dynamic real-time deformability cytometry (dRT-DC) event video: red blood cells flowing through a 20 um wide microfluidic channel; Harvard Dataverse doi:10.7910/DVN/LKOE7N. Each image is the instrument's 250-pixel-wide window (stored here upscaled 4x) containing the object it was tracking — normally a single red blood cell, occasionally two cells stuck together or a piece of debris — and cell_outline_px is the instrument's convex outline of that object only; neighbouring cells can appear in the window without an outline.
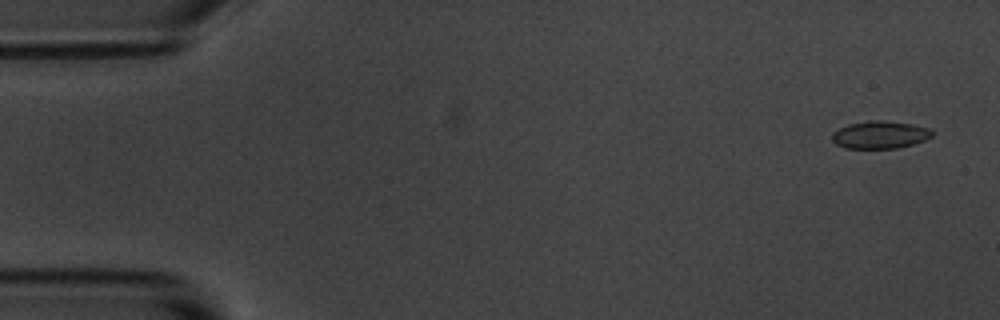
{"species": "common noctule bat (a hibernating species)", "species_latin": "Nyctalus noctula", "temperature_condition": "room temperature", "stored_images_in_passage": 5, "camera_frame_rate_fps": 3000, "um_per_image_px": 0.085, "animal": {"sex": "male", "body_mass_g": 20.1, "forearm_length_mm": 53.5}, "frame": {"image": 1, "passage_image": 1, "time_ms": 0.0, "image_size_px": [1000, 320], "cell_outline_px": [[932, 136], [924, 140], [912, 144], [896, 148], [844, 148], [836, 144], [832, 140], [832, 132], [848, 124], [872, 120], [884, 120], [912, 124], [928, 128], [932, 132]], "centroid_in_image_um": [74.77, 11.45], "position_along_channel_um": 10.2, "area_um2": 15.95}}